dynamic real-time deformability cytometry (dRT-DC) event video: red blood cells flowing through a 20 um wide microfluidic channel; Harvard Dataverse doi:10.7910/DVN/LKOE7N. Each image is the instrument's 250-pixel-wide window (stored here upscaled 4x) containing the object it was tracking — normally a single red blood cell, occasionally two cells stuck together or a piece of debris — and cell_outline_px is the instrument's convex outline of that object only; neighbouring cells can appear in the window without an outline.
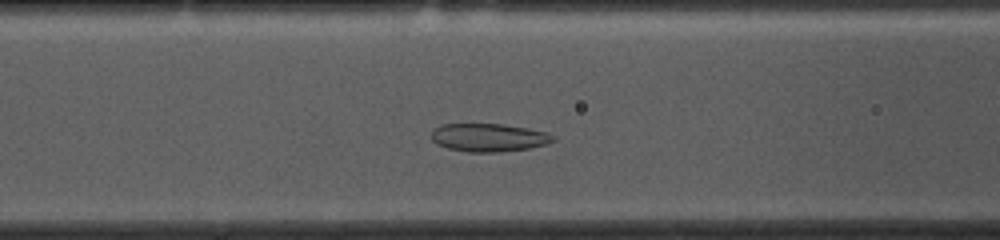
{"species": "common noctule bat (a hibernating species)", "species_latin": "Nyctalus noctula", "temperature_condition": "cold", "stored_images_in_passage": 38, "camera_frame_rate_fps": 3000, "um_per_image_px": 0.085, "animal": {"sex": "female", "body_mass_g": 10.0, "forearm_length_mm": 53.1}, "frame": {"image": 1, "passage_image": 15, "time_ms": 4.667, "image_size_px": [1000, 240], "cell_outline_px": [[556, 140], [548, 144], [528, 148], [500, 152], [468, 152], [448, 148], [436, 144], [432, 140], [432, 128], [440, 124], [500, 124], [528, 128], [548, 132], [556, 136]], "centroid_in_image_um": [41.56, 11.69], "position_along_channel_um": 125.0, "area_um2": 20.17}}
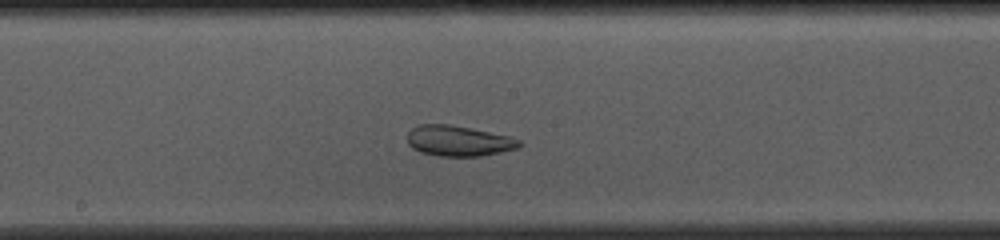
{"frame": {"image": 2, "passage_image": 22, "time_ms": 7.0, "image_size_px": [1000, 240], "cell_outline_px": [[524, 144], [516, 148], [500, 152], [480, 156], [440, 156], [420, 152], [412, 148], [408, 144], [408, 132], [412, 128], [420, 124], [448, 124], [508, 136], [520, 140]], "centroid_in_image_um": [38.95, 11.98], "position_along_channel_um": 209.3, "area_um2": 19.71}}
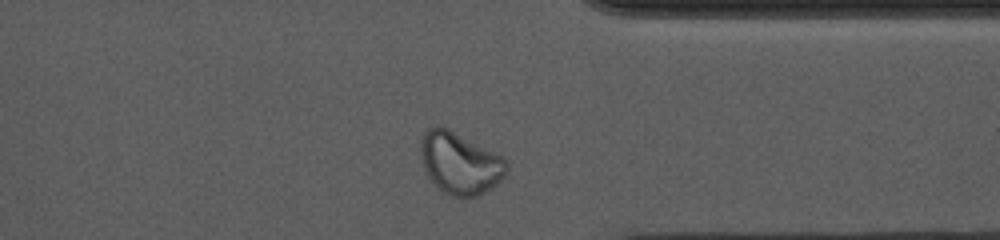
{"frame": {"image": 3, "passage_image": 36, "time_ms": 11.667, "image_size_px": [1000, 240], "cell_outline_px": [[508, 168], [500, 180], [496, 184], [476, 196], [448, 196], [436, 188], [428, 176], [424, 168], [420, 152], [420, 140], [424, 132], [428, 128], [436, 124], [448, 128], [496, 152], [508, 160]], "centroid_in_image_um": [39.07, 13.84], "position_along_channel_um": 372.3, "area_um2": 31.21}}